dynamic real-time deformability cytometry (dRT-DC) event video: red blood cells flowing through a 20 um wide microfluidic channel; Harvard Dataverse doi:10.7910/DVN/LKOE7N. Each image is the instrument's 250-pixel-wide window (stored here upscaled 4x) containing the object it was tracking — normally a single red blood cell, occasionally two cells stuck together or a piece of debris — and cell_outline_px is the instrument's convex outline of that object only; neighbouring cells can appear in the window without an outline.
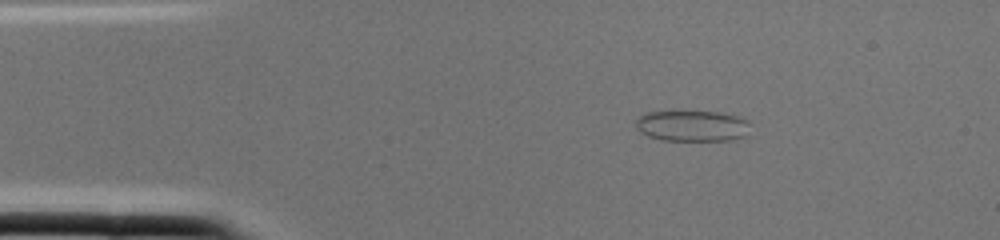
{"species": "common noctule bat (a hibernating species)", "species_latin": "Nyctalus noctula", "temperature_condition": "cold", "stored_images_in_passage": 1, "camera_frame_rate_fps": 3000, "um_per_image_px": 0.085, "animal": {"sex": "female", "body_mass_g": 22.0, "forearm_length_mm": 56.7}, "frame": {"image": 1, "passage_image": 1, "time_ms": 0.0, "image_size_px": [1000, 240], "cell_outline_px": [[748, 136], [732, 140], [664, 140], [648, 136], [640, 132], [636, 128], [636, 120], [644, 112], [724, 112], [748, 120]], "centroid_in_image_um": [58.86, 10.7], "position_along_channel_um": 26.1, "area_um2": 20.63}}